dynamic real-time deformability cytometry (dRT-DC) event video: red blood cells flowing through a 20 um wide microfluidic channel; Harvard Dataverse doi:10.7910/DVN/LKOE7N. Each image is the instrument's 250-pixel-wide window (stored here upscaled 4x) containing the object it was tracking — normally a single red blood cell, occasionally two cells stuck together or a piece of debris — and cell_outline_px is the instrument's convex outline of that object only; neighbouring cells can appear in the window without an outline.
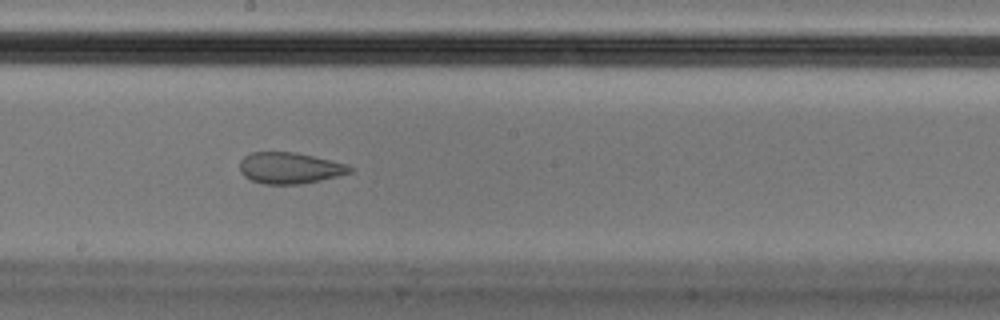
{"species": "Egyptian fruit bat (a non-hibernating species)", "species_latin": "Rousettus aegyptiacus", "temperature_condition": "cold", "stored_images_in_passage": 43, "camera_frame_rate_fps": 3000, "um_per_image_px": 0.085, "animal": {"sex": "male"}, "frame": {"image": 1, "passage_image": 19, "time_ms": 6.0, "image_size_px": [1000, 320], "cell_outline_px": [[356, 168], [352, 172], [304, 184], [264, 184], [252, 180], [244, 176], [240, 172], [240, 160], [244, 156], [252, 152], [296, 152], [348, 164]], "centroid_in_image_um": [24.64, 14.28], "position_along_channel_um": 223.6, "area_um2": 20.17}}
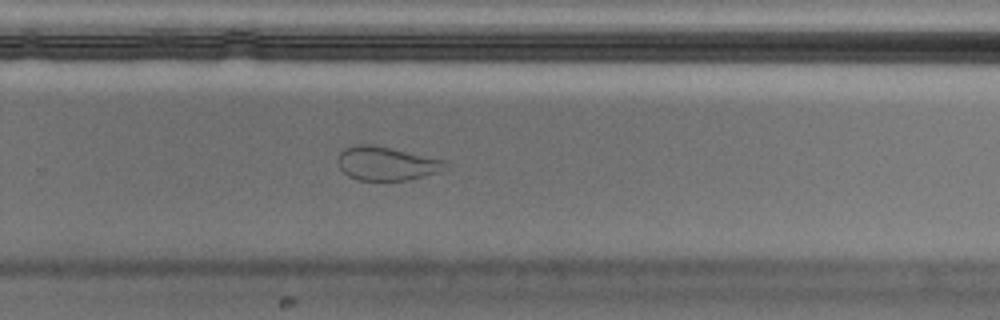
{"frame": {"image": 2, "passage_image": 25, "time_ms": 8.0, "image_size_px": [1000, 320], "cell_outline_px": [[448, 168], [440, 172], [408, 180], [356, 180], [348, 176], [340, 168], [340, 152], [344, 148], [356, 144], [376, 144], [444, 160]], "centroid_in_image_um": [32.87, 13.89], "position_along_channel_um": 296.9, "area_um2": 21.15}, "authors_computed_cell_mechanics": {"area_um2": 21.6172, "velocity_mm_per_s": 3.6848, "shape_relaxation_time_tau1_ms": null, "shape_relaxation_time_tau2_ms": 1.2424, "deformation_change_tau1": null, "deformation_change_tau2": 0.0658}}